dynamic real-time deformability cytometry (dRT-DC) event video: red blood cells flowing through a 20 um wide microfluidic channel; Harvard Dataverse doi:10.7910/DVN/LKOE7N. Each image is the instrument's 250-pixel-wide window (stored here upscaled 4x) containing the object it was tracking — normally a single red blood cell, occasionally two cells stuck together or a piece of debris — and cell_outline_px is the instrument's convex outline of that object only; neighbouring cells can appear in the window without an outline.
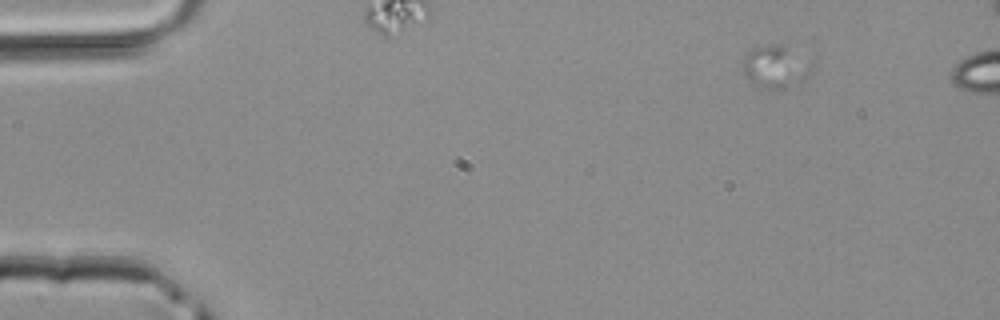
{"species": "common noctule bat (a hibernating species)", "species_latin": "Nyctalus noctula", "temperature_condition": "room temperature", "stored_images_in_passage": 4, "camera_frame_rate_fps": 3000, "um_per_image_px": 0.085, "animal": {"sex": "male", "body_mass_g": 20.4}, "frame": {"image": 1, "passage_image": 1, "time_ms": 0.0, "image_size_px": [1000, 320], "cell_outline_px": [[812, 72], [804, 80], [788, 88], [756, 88], [748, 84], [740, 64], [740, 60], [752, 48], [764, 44], [788, 40], [812, 64]], "centroid_in_image_um": [65.9, 5.6], "position_along_channel_um": 19.1, "area_um2": 18.73}}